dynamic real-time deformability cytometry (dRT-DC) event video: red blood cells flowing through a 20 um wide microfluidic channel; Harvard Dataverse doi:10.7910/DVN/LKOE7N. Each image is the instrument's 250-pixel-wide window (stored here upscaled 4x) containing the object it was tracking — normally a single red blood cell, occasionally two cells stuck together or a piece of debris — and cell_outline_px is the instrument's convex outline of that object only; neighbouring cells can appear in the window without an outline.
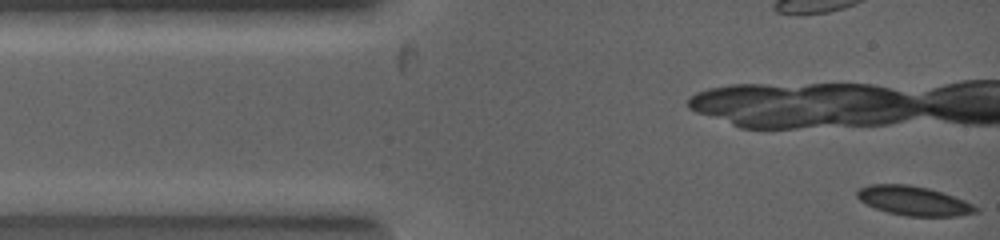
{"species": "common noctule bat (a hibernating species)", "species_latin": "Nyctalus noctula", "temperature_condition": "warm", "stored_images_in_passage": 36, "camera_frame_rate_fps": 5000, "um_per_image_px": 0.085, "animal": {"sex": "female", "body_mass_g": 19.0, "forearm_length_mm": 53.3}, "frame": {"image": 1, "passage_image": 1, "time_ms": 0.0, "image_size_px": [1000, 240], "cell_outline_px": [[980, 212], [960, 216], [904, 216], [888, 212], [876, 208], [860, 200], [856, 196], [856, 192], [860, 188], [868, 184], [908, 184], [928, 188], [964, 200], [980, 208]], "centroid_in_image_um": [77.69, 17.07], "position_along_channel_um": 7.3, "area_um2": 20.23}}